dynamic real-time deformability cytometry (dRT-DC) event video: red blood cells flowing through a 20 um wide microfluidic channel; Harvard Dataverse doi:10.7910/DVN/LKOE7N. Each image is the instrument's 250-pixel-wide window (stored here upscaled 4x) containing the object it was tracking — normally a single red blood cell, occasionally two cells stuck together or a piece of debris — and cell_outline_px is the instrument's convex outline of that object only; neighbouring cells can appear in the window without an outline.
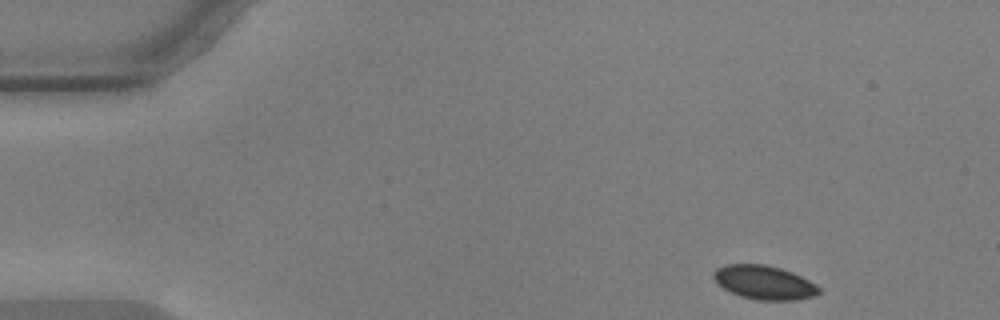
{"species": "common noctule bat (a hibernating species)", "species_latin": "Nyctalus noctula", "temperature_condition": "warm", "stored_images_in_passage": 52, "segment_of_instrument_passage": [1, 2], "camera_frame_rate_fps": 3000, "um_per_image_px": 0.085, "animal": {"sex": "male", "body_mass_g": 17.9, "forearm_length_mm": 54.2}, "frame": {"image": 1, "passage_image": 1, "time_ms": 0.0, "image_size_px": [1000, 320], "cell_outline_px": [[820, 292], [816, 296], [796, 300], [760, 300], [740, 296], [716, 284], [712, 276], [712, 272], [716, 268], [724, 264], [764, 264], [780, 268], [792, 272], [816, 284], [820, 288]], "centroid_in_image_um": [64.93, 24.0], "position_along_channel_um": 20.1, "area_um2": 20.92}}
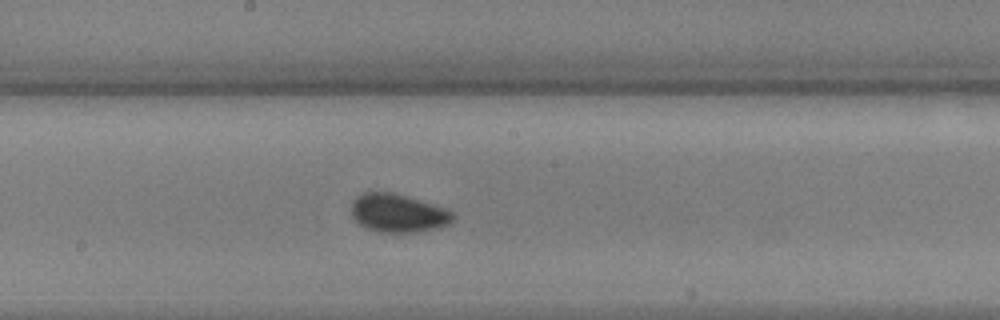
{"frame": {"image": 2, "passage_image": 25, "time_ms": 8.0, "image_size_px": [1000, 320], "cell_outline_px": [[456, 216], [448, 224], [440, 228], [416, 232], [376, 232], [364, 228], [352, 216], [352, 200], [356, 196], [364, 192], [392, 192], [444, 208], [452, 212]], "centroid_in_image_um": [33.81, 18.13], "position_along_channel_um": 214.4, "area_um2": 22.66}}
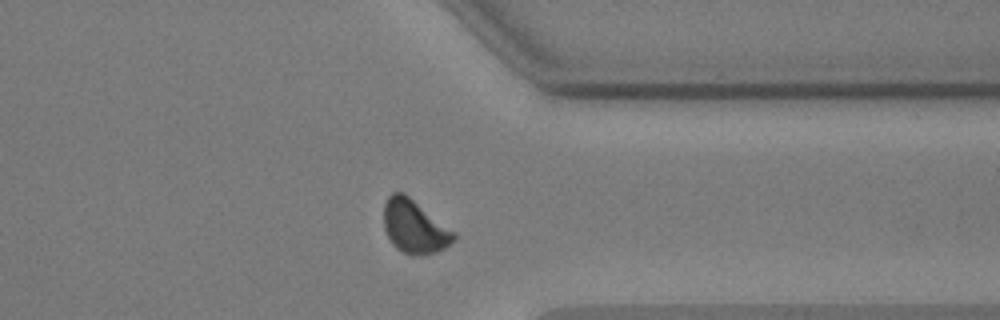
{"frame": {"image": 3, "passage_image": 39, "time_ms": 12.667, "image_size_px": [1000, 320], "cell_outline_px": [[456, 240], [444, 248], [436, 252], [420, 256], [412, 256], [396, 248], [392, 244], [384, 228], [384, 204], [388, 196], [392, 192], [404, 192], [456, 232]], "centroid_in_image_um": [35.24, 19.27], "position_along_channel_um": 376.2, "area_um2": 21.96}}